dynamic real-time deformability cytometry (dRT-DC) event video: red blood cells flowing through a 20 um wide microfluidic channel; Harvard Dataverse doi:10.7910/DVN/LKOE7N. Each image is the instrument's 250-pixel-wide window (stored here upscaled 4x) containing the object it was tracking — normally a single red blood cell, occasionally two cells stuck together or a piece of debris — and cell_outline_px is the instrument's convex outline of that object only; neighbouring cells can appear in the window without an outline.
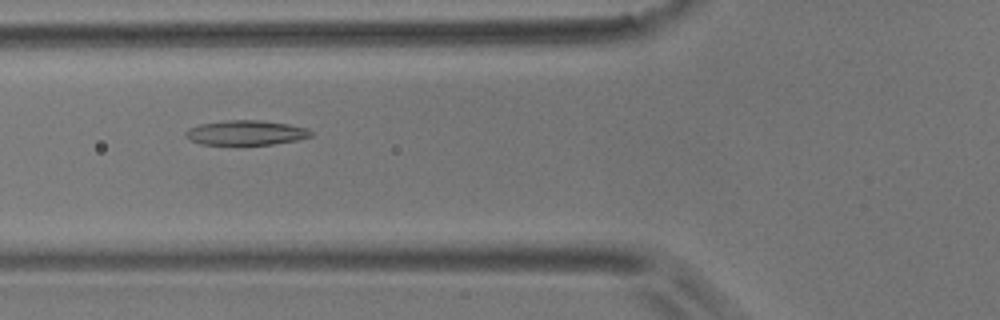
{"species": "common noctule bat (a hibernating species)", "species_latin": "Nyctalus noctula", "temperature_condition": "room temperature", "stored_images_in_passage": 50, "camera_frame_rate_fps": 3000, "um_per_image_px": 0.085, "animal": {"sex": "male", "body_mass_g": 17.9}, "frame": {"image": 1, "passage_image": 15, "time_ms": 4.667, "image_size_px": [1000, 320], "cell_outline_px": [[312, 136], [296, 140], [272, 144], [200, 144], [184, 136], [184, 132], [188, 128], [200, 124], [228, 120], [260, 120], [288, 124], [304, 128], [312, 132]], "centroid_in_image_um": [20.86, 11.27], "position_along_channel_um": 104.9, "area_um2": 17.8}}
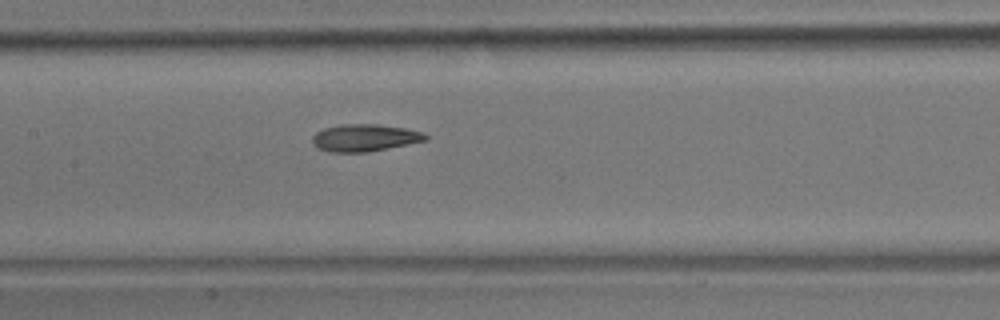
{"frame": {"image": 2, "passage_image": 21, "time_ms": 6.667, "image_size_px": [1000, 320], "cell_outline_px": [[428, 140], [368, 152], [328, 152], [316, 148], [312, 144], [312, 136], [316, 132], [324, 128], [344, 124], [376, 124], [404, 128], [424, 132], [428, 136]], "centroid_in_image_um": [30.98, 11.72], "position_along_channel_um": 176.4, "area_um2": 18.03}}
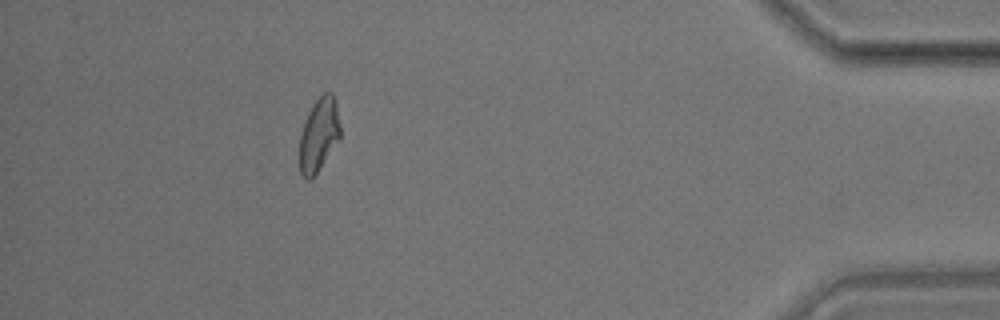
{"frame": {"image": 3, "passage_image": 45, "time_ms": 14.667, "image_size_px": [1000, 320], "cell_outline_px": [[340, 136], [316, 172], [308, 180], [300, 172], [300, 136], [308, 112], [312, 104], [324, 92], [332, 92], [336, 104], [340, 128]], "centroid_in_image_um": [27.09, 11.39], "position_along_channel_um": 408.1, "area_um2": 16.76}, "authors_computed_cell_mechanics": {"area_um2": 17.9758, "velocity_mm_per_s": 3.5538, "shape_relaxation_time_tau1_ms": 6.4928, "shape_relaxation_time_tau2_ms": 3.3181, "deformation_change_tau1": 0.1657, "deformation_change_tau2": 0.0981}}